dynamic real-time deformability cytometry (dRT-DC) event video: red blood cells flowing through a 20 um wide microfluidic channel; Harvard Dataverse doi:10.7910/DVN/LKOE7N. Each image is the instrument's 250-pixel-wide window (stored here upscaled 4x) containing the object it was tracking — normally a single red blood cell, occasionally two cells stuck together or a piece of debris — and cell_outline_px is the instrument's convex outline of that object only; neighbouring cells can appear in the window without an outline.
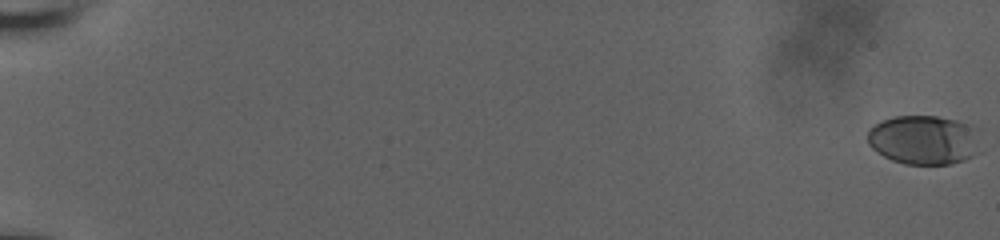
{"species": "human", "species_latin": "Homo sapiens", "temperature_condition": "room temperature", "stored_images_in_passage": 48, "camera_frame_rate_fps": 3000, "um_per_image_px": 0.085, "donor": {"sex": "male"}, "frame": {"image": 1, "passage_image": 1, "time_ms": 0.0, "image_size_px": [1000, 240], "cell_outline_px": [[972, 156], [964, 160], [952, 164], [904, 164], [892, 160], [884, 156], [872, 148], [868, 144], [868, 128], [892, 116], [936, 116], [956, 120], [964, 124]], "centroid_in_image_um": [78.25, 11.9], "position_along_channel_um": 6.8, "area_um2": 30.4}}
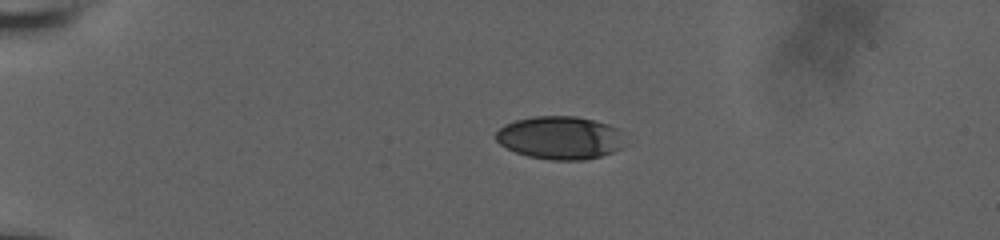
{"frame": {"image": 2, "passage_image": 37, "time_ms": 5.333, "image_size_px": [1000, 240], "cell_outline_px": [[628, 144], [612, 152], [600, 156], [584, 160], [552, 160], [528, 156], [516, 152], [500, 144], [496, 140], [496, 132], [504, 124], [516, 120], [532, 116], [576, 116], [608, 124], [616, 128]], "centroid_in_image_um": [47.61, 11.71], "position_along_channel_um": 37.4, "area_um2": 32.37}}